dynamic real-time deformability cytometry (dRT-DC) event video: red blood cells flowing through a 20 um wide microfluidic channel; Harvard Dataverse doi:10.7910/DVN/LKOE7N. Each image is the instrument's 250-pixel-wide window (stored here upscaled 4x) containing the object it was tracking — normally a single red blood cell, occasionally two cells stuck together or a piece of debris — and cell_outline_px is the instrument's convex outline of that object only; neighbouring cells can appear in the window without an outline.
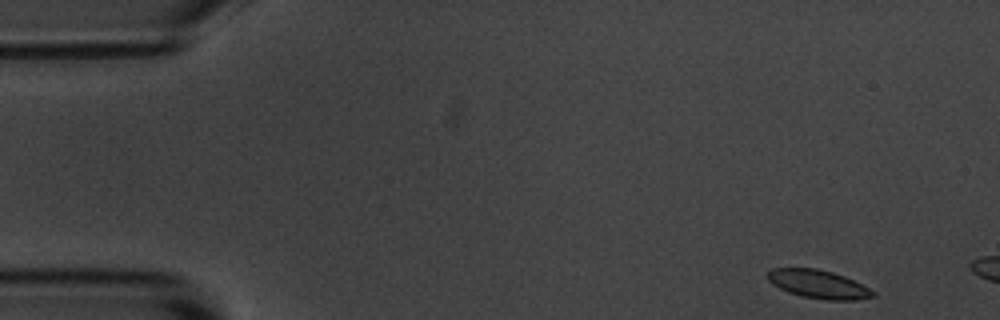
{"species": "common noctule bat (a hibernating species)", "species_latin": "Nyctalus noctula", "temperature_condition": "room temperature", "stored_images_in_passage": 6, "camera_frame_rate_fps": 3000, "um_per_image_px": 0.085, "animal": {"sex": "male", "body_mass_g": 20.1, "forearm_length_mm": 53.5}, "frame": {"image": 1, "passage_image": 1, "time_ms": 0.0, "image_size_px": [1000, 320], "cell_outline_px": [[876, 296], [856, 300], [828, 300], [804, 296], [788, 292], [772, 284], [764, 276], [772, 268], [816, 268], [832, 272], [844, 276], [876, 292]], "centroid_in_image_um": [69.53, 24.15], "position_along_channel_um": 15.5, "area_um2": 17.34}}